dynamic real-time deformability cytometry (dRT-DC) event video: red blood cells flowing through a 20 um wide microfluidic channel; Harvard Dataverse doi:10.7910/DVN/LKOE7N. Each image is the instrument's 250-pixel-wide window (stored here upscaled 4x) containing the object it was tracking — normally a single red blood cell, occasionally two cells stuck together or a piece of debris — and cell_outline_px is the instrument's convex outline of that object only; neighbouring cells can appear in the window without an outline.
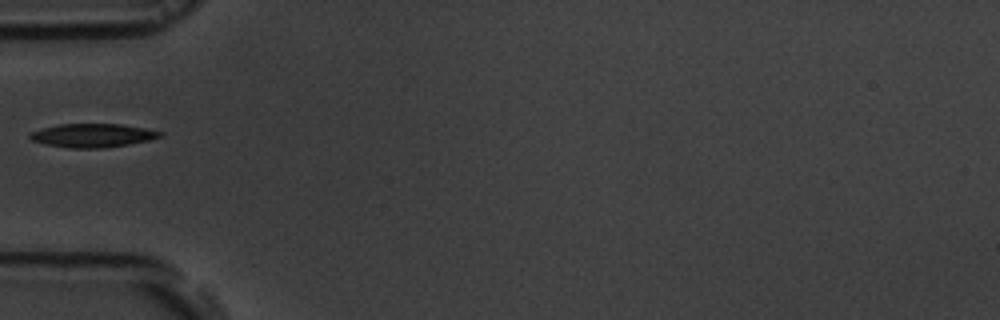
{"species": "common noctule bat (a hibernating species)", "species_latin": "Nyctalus noctula", "temperature_condition": "room temperature", "stored_images_in_passage": 1, "camera_frame_rate_fps": 3000, "um_per_image_px": 0.085, "animal": {"sex": "male", "body_mass_g": 19.5, "forearm_length_mm": 54.6}, "frame": {"image": 1, "passage_image": 1, "time_ms": 0.0, "image_size_px": [1000, 320], "cell_outline_px": [[164, 136], [148, 140], [128, 144], [100, 148], [72, 148], [44, 144], [32, 140], [28, 136], [28, 132], [60, 124], [120, 124], [144, 128], [164, 132]], "centroid_in_image_um": [7.87, 11.51], "position_along_channel_um": 77.1, "area_um2": 17.8}}